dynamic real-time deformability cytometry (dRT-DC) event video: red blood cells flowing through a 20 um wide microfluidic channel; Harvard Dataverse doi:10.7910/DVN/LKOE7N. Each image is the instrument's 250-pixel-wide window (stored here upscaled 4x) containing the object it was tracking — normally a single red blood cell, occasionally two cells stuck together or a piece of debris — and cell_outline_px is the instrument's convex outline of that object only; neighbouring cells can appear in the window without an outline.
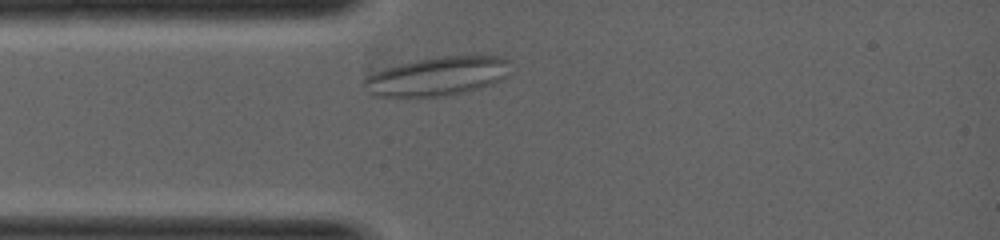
{"species": "common noctule bat (a hibernating species)", "species_latin": "Nyctalus noctula", "temperature_condition": "warm", "stored_images_in_passage": 3, "camera_frame_rate_fps": 5000, "um_per_image_px": 0.085, "animal": {"sex": "female", "body_mass_g": 19.0, "forearm_length_mm": 53.3}, "frame": {"image": 1, "passage_image": 2, "time_ms": 0.4, "image_size_px": [1000, 240], "cell_outline_px": [[508, 76], [492, 84], [460, 92], [440, 96], [372, 96], [368, 92], [364, 84], [364, 80], [372, 72], [384, 68], [400, 64], [440, 56], [504, 56], [508, 60]], "centroid_in_image_um": [37.16, 6.47], "position_along_channel_um": 47.8, "area_um2": 32.6}}